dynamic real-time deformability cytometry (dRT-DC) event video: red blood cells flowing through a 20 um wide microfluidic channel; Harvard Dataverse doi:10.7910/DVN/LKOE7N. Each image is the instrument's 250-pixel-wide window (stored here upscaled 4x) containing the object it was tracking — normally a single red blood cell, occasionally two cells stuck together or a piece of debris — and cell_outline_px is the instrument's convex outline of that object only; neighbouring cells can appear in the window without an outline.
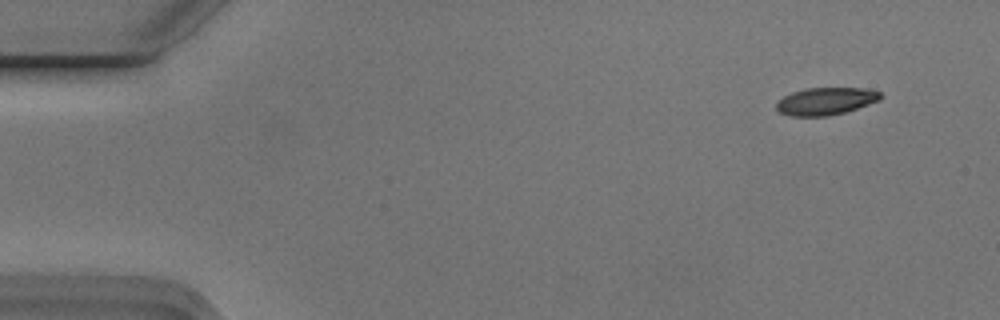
{"species": "Egyptian fruit bat (a non-hibernating species)", "species_latin": "Rousettus aegyptiacus", "temperature_condition": "cold", "stored_images_in_passage": 6, "camera_frame_rate_fps": 3000, "um_per_image_px": 0.085, "animal": {"sex": "male"}, "frame": {"image": 1, "passage_image": 2, "time_ms": 0.333, "image_size_px": [1000, 320], "cell_outline_px": [[884, 96], [880, 100], [844, 112], [828, 116], [792, 116], [780, 112], [776, 108], [776, 100], [792, 92], [804, 88], [864, 88], [880, 92]], "centroid_in_image_um": [70.17, 8.59], "position_along_channel_um": 14.8, "area_um2": 16.65}}
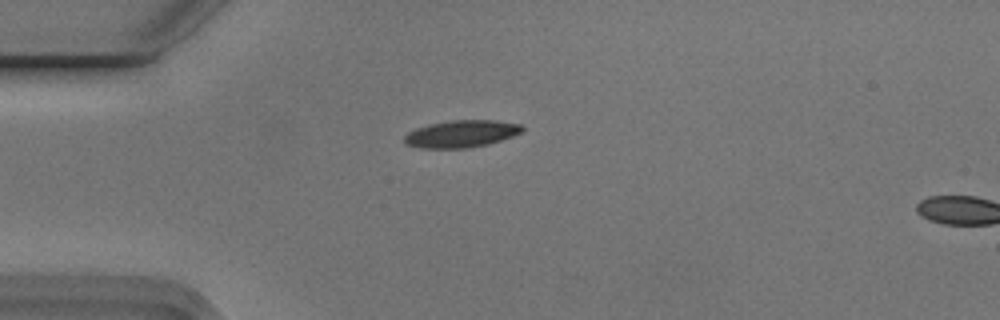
{"frame": {"image": 2, "passage_image": 5, "time_ms": 1.333, "image_size_px": [1000, 320], "cell_outline_px": [[524, 128], [520, 132], [512, 136], [488, 144], [468, 148], [420, 148], [404, 144], [404, 136], [408, 132], [416, 128], [432, 124], [452, 120], [492, 120], [520, 124]], "centroid_in_image_um": [39.18, 11.38], "position_along_channel_um": 45.8, "area_um2": 18.5}}